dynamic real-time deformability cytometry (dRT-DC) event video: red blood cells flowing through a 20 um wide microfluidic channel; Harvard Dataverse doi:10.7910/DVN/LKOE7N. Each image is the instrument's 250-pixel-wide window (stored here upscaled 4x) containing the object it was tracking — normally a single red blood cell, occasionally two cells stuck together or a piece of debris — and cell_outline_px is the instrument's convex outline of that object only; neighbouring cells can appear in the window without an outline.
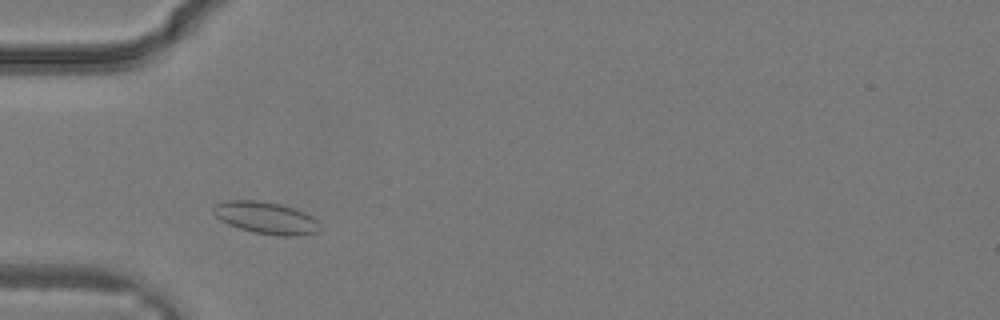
{"species": "common noctule bat (a hibernating species)", "species_latin": "Nyctalus noctula", "temperature_condition": "warm", "stored_images_in_passage": 26, "camera_frame_rate_fps": 3000, "um_per_image_px": 0.085, "animal": {"sex": "male", "body_mass_g": 19.2, "forearm_length_mm": 51.8}, "frame": {"image": 1, "passage_image": 3, "time_ms": 0.667, "image_size_px": [1000, 320], "cell_outline_px": [[320, 228], [316, 232], [300, 236], [284, 236], [256, 232], [240, 228], [228, 224], [220, 220], [212, 212], [212, 208], [216, 204], [228, 200], [260, 200], [280, 204], [304, 212], [312, 216], [316, 220]], "centroid_in_image_um": [22.59, 18.5], "position_along_channel_um": 62.4, "area_um2": 19.71}}
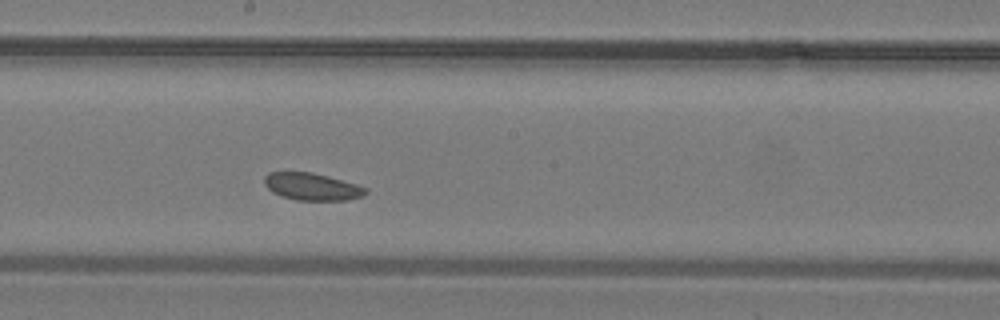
{"frame": {"image": 2, "passage_image": 11, "time_ms": 3.333, "image_size_px": [1000, 320], "cell_outline_px": [[368, 192], [364, 196], [348, 200], [296, 200], [280, 196], [272, 192], [264, 184], [264, 176], [268, 172], [312, 172], [328, 176], [356, 184], [368, 188]], "centroid_in_image_um": [26.52, 15.87], "position_along_channel_um": 221.7, "area_um2": 16.24}}
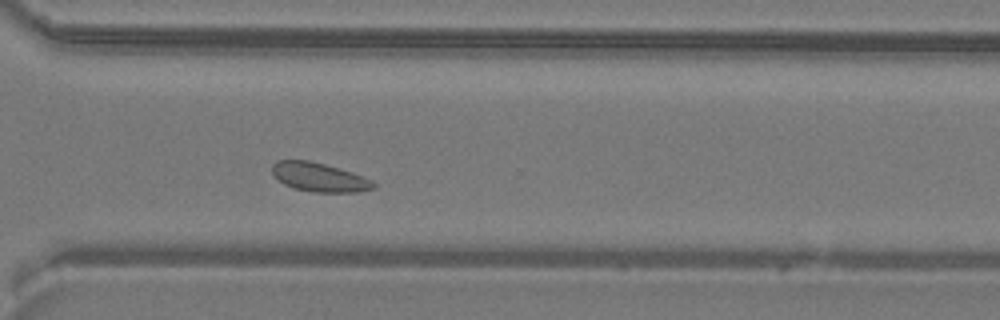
{"frame": {"image": 3, "passage_image": 17, "time_ms": 5.333, "image_size_px": [1000, 320], "cell_outline_px": [[376, 188], [356, 192], [312, 192], [296, 188], [284, 184], [272, 172], [272, 164], [276, 160], [308, 160], [324, 164], [352, 172], [372, 180], [376, 184]], "centroid_in_image_um": [27.15, 15.06], "position_along_channel_um": 343.4, "area_um2": 16.94}}